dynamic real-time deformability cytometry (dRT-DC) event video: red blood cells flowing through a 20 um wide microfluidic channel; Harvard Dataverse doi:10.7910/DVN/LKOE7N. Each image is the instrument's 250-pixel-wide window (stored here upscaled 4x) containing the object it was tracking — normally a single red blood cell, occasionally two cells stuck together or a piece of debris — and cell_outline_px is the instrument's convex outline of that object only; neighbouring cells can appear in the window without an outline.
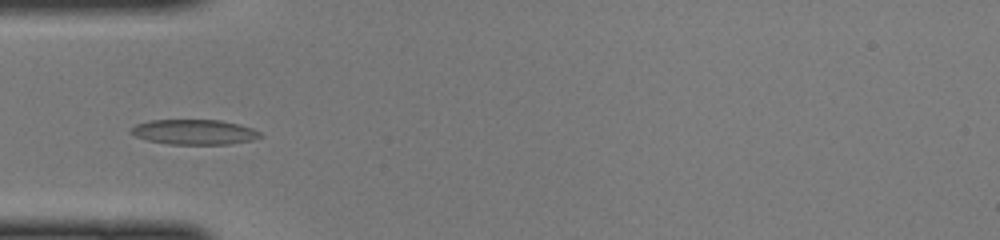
{"species": "common noctule bat (a hibernating species)", "species_latin": "Nyctalus noctula", "temperature_condition": "cold", "stored_images_in_passage": 38, "camera_frame_rate_fps": 3000, "um_per_image_px": 0.085, "animal": {"sex": "female", "body_mass_g": 22.0, "forearm_length_mm": 56.7}, "frame": {"image": 1, "passage_image": 6, "time_ms": 1.667, "image_size_px": [1000, 240], "cell_outline_px": [[264, 136], [252, 140], [228, 144], [168, 144], [148, 140], [136, 136], [132, 132], [132, 128], [136, 124], [152, 120], [220, 120], [240, 124], [252, 128], [260, 132]], "centroid_in_image_um": [16.57, 11.22], "position_along_channel_um": 68.4, "area_um2": 18.73}}
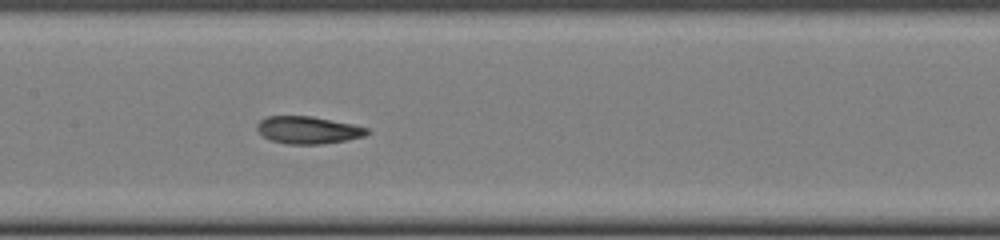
{"frame": {"image": 2, "passage_image": 14, "time_ms": 4.333, "image_size_px": [1000, 240], "cell_outline_px": [[372, 132], [364, 136], [348, 140], [320, 144], [284, 144], [272, 140], [264, 136], [256, 128], [256, 124], [264, 116], [312, 116], [352, 124], [368, 128]], "centroid_in_image_um": [26.19, 11.05], "position_along_channel_um": 181.2, "area_um2": 17.63}}
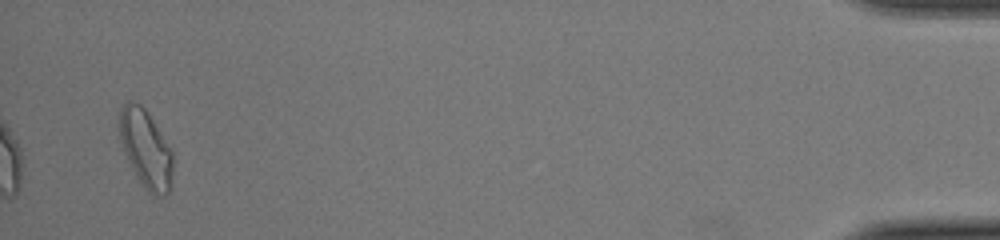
{"frame": {"image": 3, "passage_image": 37, "time_ms": 12.0, "image_size_px": [1000, 240], "cell_outline_px": [[172, 172], [168, 192], [164, 196], [152, 196], [144, 188], [132, 168], [124, 152], [120, 140], [120, 108], [128, 100], [132, 100], [140, 104], [144, 108], [152, 120], [172, 152]], "centroid_in_image_um": [12.37, 12.66], "position_along_channel_um": 422.8, "area_um2": 23.76}}